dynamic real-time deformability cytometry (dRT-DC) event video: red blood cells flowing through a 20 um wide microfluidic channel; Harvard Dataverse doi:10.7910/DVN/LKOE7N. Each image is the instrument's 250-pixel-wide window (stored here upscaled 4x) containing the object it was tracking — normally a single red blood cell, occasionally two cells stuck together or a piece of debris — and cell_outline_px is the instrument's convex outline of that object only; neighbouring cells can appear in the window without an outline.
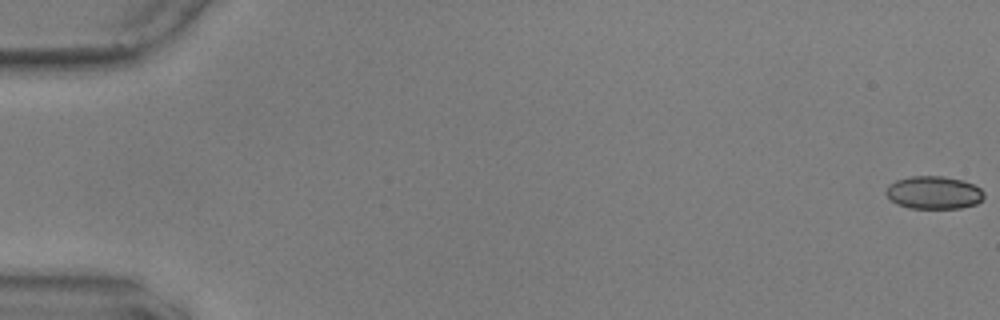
{"species": "common noctule bat (a hibernating species)", "species_latin": "Nyctalus noctula", "temperature_condition": "warm", "stored_images_in_passage": 4, "camera_frame_rate_fps": 3000, "um_per_image_px": 0.085, "animal": {"sex": "male", "body_mass_g": 17.9, "forearm_length_mm": 54.2}, "frame": {"image": 1, "passage_image": 1, "time_ms": 0.0, "image_size_px": [1000, 320], "cell_outline_px": [[984, 200], [976, 204], [960, 208], [908, 208], [896, 204], [884, 192], [888, 184], [896, 180], [912, 176], [944, 176], [960, 180], [972, 184], [980, 188], [984, 192]], "centroid_in_image_um": [79.36, 16.37], "position_along_channel_um": 5.6, "area_um2": 18.84}}